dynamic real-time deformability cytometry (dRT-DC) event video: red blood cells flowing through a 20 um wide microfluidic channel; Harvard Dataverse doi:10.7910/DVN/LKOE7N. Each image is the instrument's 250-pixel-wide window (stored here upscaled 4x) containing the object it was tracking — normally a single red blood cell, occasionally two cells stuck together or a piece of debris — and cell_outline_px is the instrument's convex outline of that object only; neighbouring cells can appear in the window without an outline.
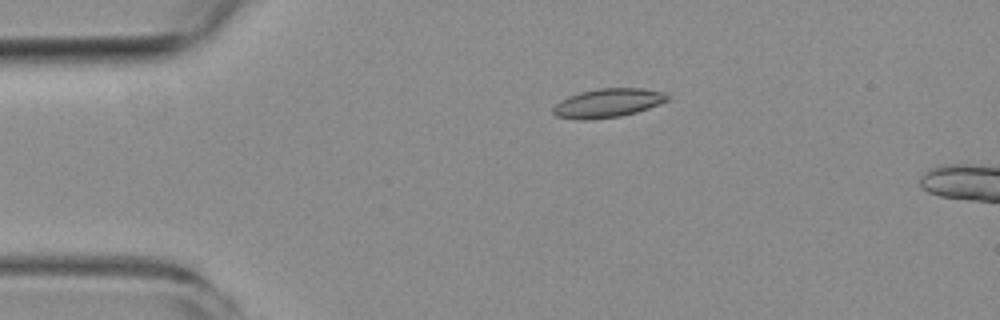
{"species": "common noctule bat (a hibernating species)", "species_latin": "Nyctalus noctula", "temperature_condition": "room temperature", "stored_images_in_passage": 4, "camera_frame_rate_fps": 3000, "um_per_image_px": 0.085, "animal": {"sex": "female", "body_mass_g": 19.3, "forearm_length_mm": 54.1}, "frame": {"image": 1, "passage_image": 3, "time_ms": 3.0, "image_size_px": [1000, 320], "cell_outline_px": [[672, 100], [636, 112], [620, 116], [584, 120], [576, 120], [556, 116], [552, 112], [552, 108], [560, 100], [568, 96], [580, 92], [600, 88], [644, 88], [668, 92]], "centroid_in_image_um": [51.71, 8.74], "position_along_channel_um": 33.3, "area_um2": 19.54}}